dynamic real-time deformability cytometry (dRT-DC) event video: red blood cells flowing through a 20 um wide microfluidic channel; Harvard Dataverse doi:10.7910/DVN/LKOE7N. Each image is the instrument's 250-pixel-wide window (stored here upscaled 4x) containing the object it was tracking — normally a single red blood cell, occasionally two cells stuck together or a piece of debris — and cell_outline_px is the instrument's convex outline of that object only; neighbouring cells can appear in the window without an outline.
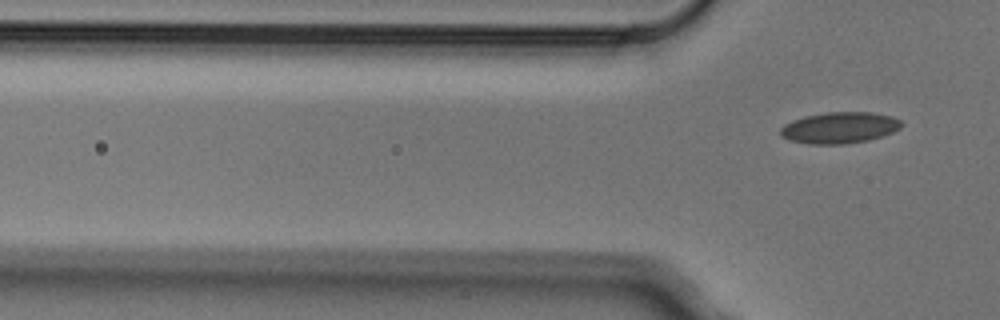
{"species": "Egyptian fruit bat (a non-hibernating species)", "species_latin": "Rousettus aegyptiacus", "temperature_condition": "cold", "stored_images_in_passage": 3, "camera_frame_rate_fps": 3000, "um_per_image_px": 0.085, "animal": {"sex": "male"}, "frame": {"image": 1, "passage_image": 3, "time_ms": 0.667, "image_size_px": [1000, 320], "cell_outline_px": [[900, 128], [892, 132], [868, 140], [844, 144], [808, 144], [788, 140], [780, 136], [780, 128], [784, 124], [792, 120], [804, 116], [828, 112], [872, 112], [892, 116], [900, 120]], "centroid_in_image_um": [71.3, 10.85], "position_along_channel_um": 54.5, "area_um2": 22.08}}